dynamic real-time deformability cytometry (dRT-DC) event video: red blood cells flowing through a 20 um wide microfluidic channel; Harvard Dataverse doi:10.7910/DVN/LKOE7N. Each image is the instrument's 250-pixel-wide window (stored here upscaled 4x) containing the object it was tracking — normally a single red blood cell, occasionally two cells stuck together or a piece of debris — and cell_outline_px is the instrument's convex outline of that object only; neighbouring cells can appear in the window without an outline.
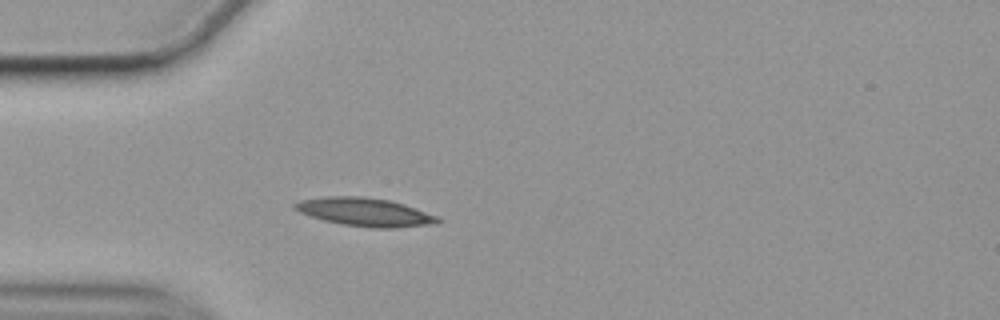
{"species": "common noctule bat (a hibernating species)", "species_latin": "Nyctalus noctula", "temperature_condition": "cold", "stored_images_in_passage": 42, "camera_frame_rate_fps": 3000, "um_per_image_px": 0.085, "animal": {"sex": "female", "body_mass_g": 19.9}, "frame": {"image": 1, "passage_image": 1, "time_ms": 0.0, "image_size_px": [1000, 320], "cell_outline_px": [[444, 220], [436, 224], [396, 228], [372, 228], [344, 224], [324, 220], [300, 212], [292, 208], [292, 204], [300, 200], [328, 196], [360, 196], [388, 200], [404, 204], [440, 216]], "centroid_in_image_um": [31.08, 18.03], "position_along_channel_um": 53.9, "area_um2": 23.7}}
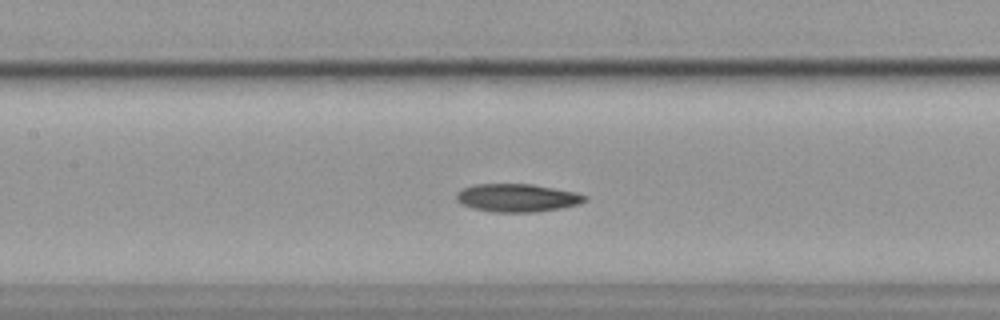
{"frame": {"image": 2, "passage_image": 11, "time_ms": 3.333, "image_size_px": [1000, 320], "cell_outline_px": [[588, 200], [580, 204], [560, 208], [536, 212], [492, 212], [472, 208], [460, 204], [456, 200], [456, 192], [464, 188], [476, 184], [532, 184], [576, 192], [588, 196]], "centroid_in_image_um": [43.97, 16.82], "position_along_channel_um": 163.4, "area_um2": 21.15}}
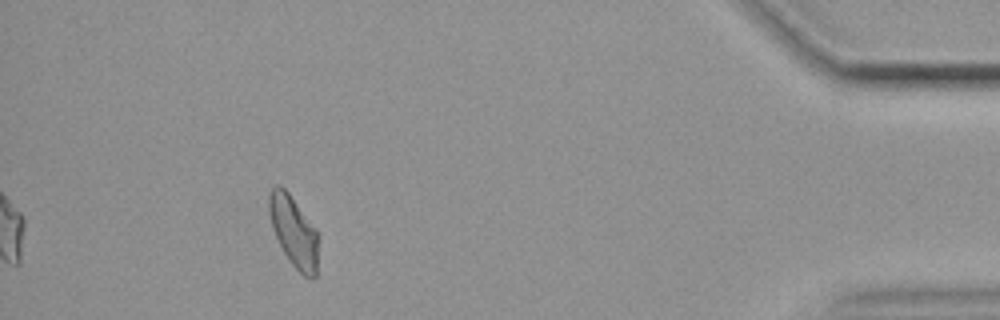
{"frame": {"image": 3, "passage_image": 37, "time_ms": 12.0, "image_size_px": [1000, 320], "cell_outline_px": [[316, 276], [304, 276], [292, 264], [284, 252], [272, 228], [268, 212], [268, 196], [272, 188], [276, 184], [280, 184], [288, 192], [316, 228]], "centroid_in_image_um": [24.92, 19.6], "position_along_channel_um": 410.3, "area_um2": 19.83}, "authors_computed_cell_mechanics": {"area_um2": 20.7791, "velocity_mm_per_s": 3.5014, "shape_relaxation_time_tau1_ms": null, "shape_relaxation_time_tau2_ms": 5.7995, "deformation_change_tau1": null, "deformation_change_tau2": 0.111}}